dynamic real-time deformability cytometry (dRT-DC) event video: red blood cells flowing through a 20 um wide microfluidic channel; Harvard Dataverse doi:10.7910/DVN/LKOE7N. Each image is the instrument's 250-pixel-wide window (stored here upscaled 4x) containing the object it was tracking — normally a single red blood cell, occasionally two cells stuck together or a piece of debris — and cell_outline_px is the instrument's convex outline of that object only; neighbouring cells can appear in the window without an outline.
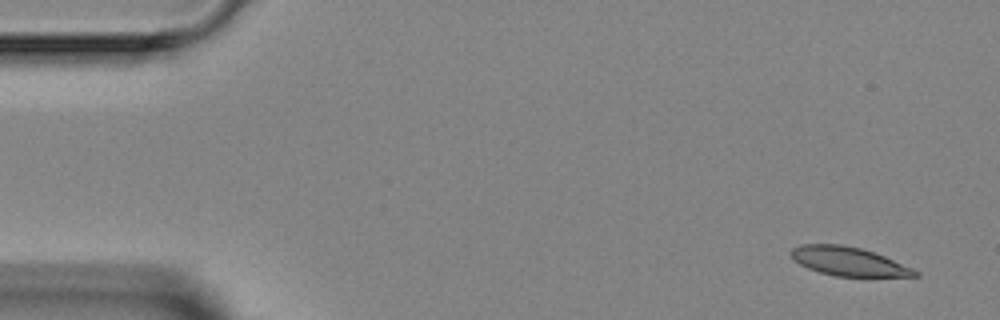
{"species": "Egyptian fruit bat (a non-hibernating species)", "species_latin": "Rousettus aegyptiacus", "temperature_condition": "room temperature", "stored_images_in_passage": 4, "segment_of_instrument_passage": [2, 2], "camera_frame_rate_fps": 3000, "um_per_image_px": 0.085, "animal": {"sex": "female"}, "frame": {"image": 1, "passage_image": 4, "time_ms": 4.333, "image_size_px": [1000, 320], "cell_outline_px": [[920, 276], [836, 276], [820, 272], [808, 268], [800, 264], [788, 252], [792, 248], [800, 244], [840, 244], [860, 248], [884, 256], [912, 268], [920, 272]], "centroid_in_image_um": [72.1, 22.21], "position_along_channel_um": 12.9, "area_um2": 20.52}}